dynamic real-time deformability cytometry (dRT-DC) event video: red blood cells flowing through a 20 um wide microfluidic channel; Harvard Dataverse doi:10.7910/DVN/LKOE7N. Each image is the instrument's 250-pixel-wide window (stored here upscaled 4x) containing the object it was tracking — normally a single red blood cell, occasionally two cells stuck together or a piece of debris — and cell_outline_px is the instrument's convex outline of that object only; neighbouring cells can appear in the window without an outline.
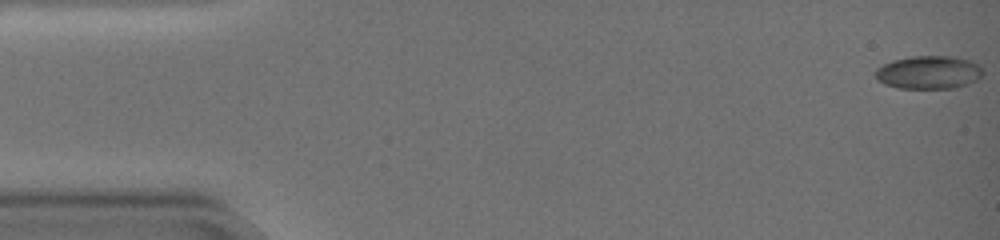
{"species": "common noctule bat (a hibernating species)", "species_latin": "Nyctalus noctula", "temperature_condition": "warm", "stored_images_in_passage": 59, "camera_frame_rate_fps": 3000, "um_per_image_px": 0.085, "animal": {"sex": "female", "body_mass_g": 19.0, "forearm_length_mm": 51.5}, "frame": {"image": 1, "passage_image": 1, "time_ms": 0.0, "image_size_px": [1000, 240], "cell_outline_px": [[984, 72], [976, 80], [956, 88], [896, 88], [884, 84], [876, 80], [876, 68], [892, 60], [912, 56], [952, 56], [968, 60], [980, 64]], "centroid_in_image_um": [78.93, 6.15], "position_along_channel_um": 6.1, "area_um2": 20.87}}
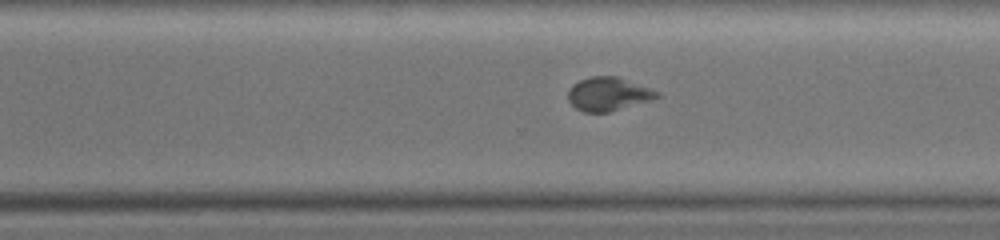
{"frame": {"image": 2, "passage_image": 42, "time_ms": 13.667, "image_size_px": [1000, 240], "cell_outline_px": [[660, 96], [648, 100], [608, 112], [584, 112], [576, 108], [568, 100], [568, 88], [572, 84], [580, 80], [592, 76], [620, 76], [660, 92]], "centroid_in_image_um": [51.67, 7.97], "position_along_channel_um": 318.9, "area_um2": 17.28}}
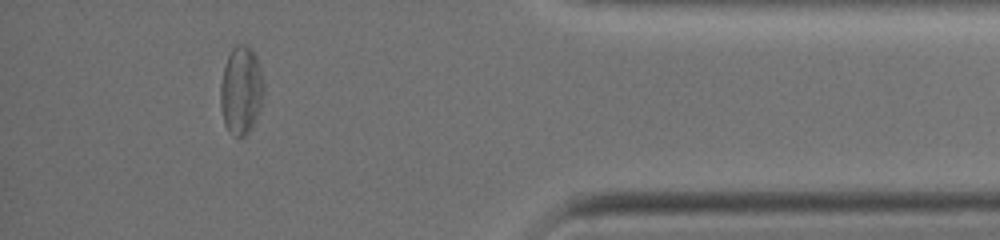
{"frame": {"image": 3, "passage_image": 53, "time_ms": 17.333, "image_size_px": [1000, 240], "cell_outline_px": [[264, 92], [260, 108], [252, 128], [244, 136], [236, 136], [228, 132], [224, 124], [220, 108], [220, 84], [224, 68], [228, 56], [232, 48], [236, 44], [244, 44], [252, 48], [256, 56], [260, 68], [264, 88]], "centroid_in_image_um": [20.48, 7.68], "position_along_channel_um": 414.7, "area_um2": 22.43}, "authors_computed_cell_mechanics": {"area_um2": 18.6116, "velocity_mm_per_s": 3.3286, "shape_relaxation_time_tau1_ms": 6.6971, "shape_relaxation_time_tau2_ms": 1.7902, "deformation_change_tau1": 0.1895, "deformation_change_tau2": 0.0449}}